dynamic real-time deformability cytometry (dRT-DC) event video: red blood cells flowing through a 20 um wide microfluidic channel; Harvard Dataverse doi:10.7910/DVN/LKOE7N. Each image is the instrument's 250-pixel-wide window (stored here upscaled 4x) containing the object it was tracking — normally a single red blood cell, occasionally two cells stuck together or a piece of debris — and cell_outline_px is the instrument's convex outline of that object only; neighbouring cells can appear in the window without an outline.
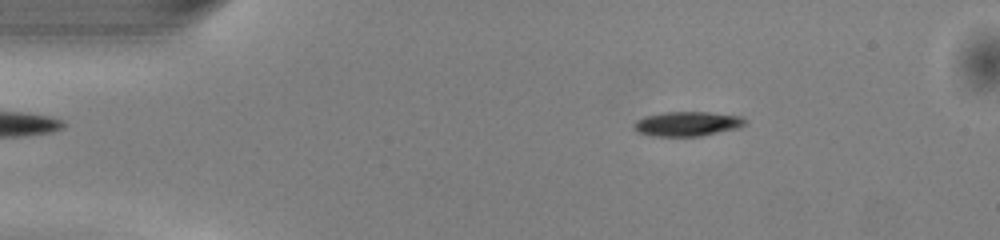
{"species": "common noctule bat (a hibernating species)", "species_latin": "Nyctalus noctula", "temperature_condition": "warm", "stored_images_in_passage": 44, "camera_frame_rate_fps": 3000, "um_per_image_px": 0.085, "animal": {"sex": "male", "body_mass_g": 13.0, "forearm_length_mm": 53.1}, "frame": {"image": 1, "passage_image": 2, "time_ms": 0.333, "image_size_px": [1000, 240], "cell_outline_px": [[748, 124], [740, 128], [700, 136], [652, 136], [636, 132], [632, 128], [632, 124], [636, 120], [644, 116], [664, 112], [708, 112], [740, 116], [748, 120]], "centroid_in_image_um": [58.42, 10.53], "position_along_channel_um": 26.6, "area_um2": 16.24}}
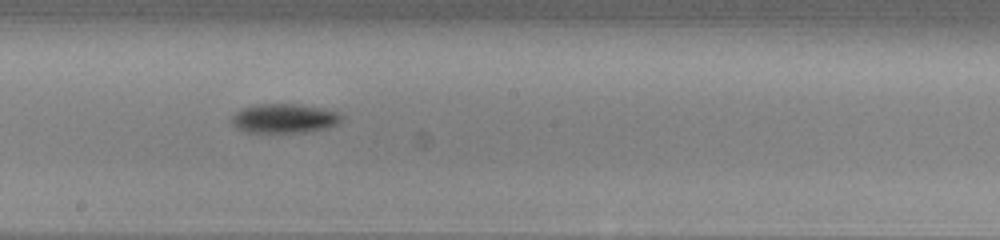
{"frame": {"image": 2, "passage_image": 21, "time_ms": 6.667, "image_size_px": [1000, 240], "cell_outline_px": [[344, 116], [340, 124], [328, 128], [308, 132], [248, 132], [236, 128], [232, 124], [232, 116], [240, 108], [256, 104], [296, 104], [324, 108], [340, 112]], "centroid_in_image_um": [24.22, 10.06], "position_along_channel_um": 224.0, "area_um2": 19.07}}
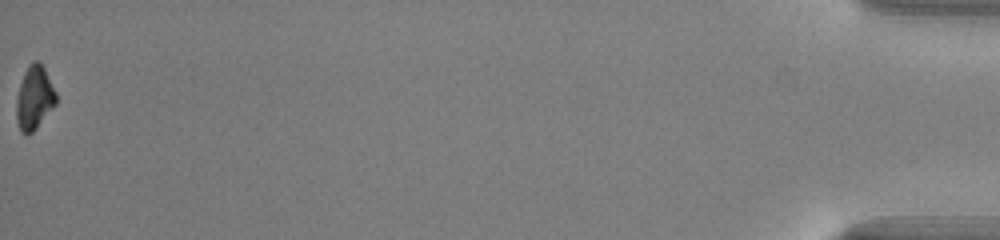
{"frame": {"image": 3, "passage_image": 44, "time_ms": 14.333, "image_size_px": [1000, 240], "cell_outline_px": [[56, 104], [36, 128], [28, 136], [24, 136], [20, 132], [16, 120], [16, 100], [20, 84], [24, 72], [28, 64], [32, 60], [36, 60], [44, 68], [56, 92]], "centroid_in_image_um": [2.9, 8.34], "position_along_channel_um": 432.3, "area_um2": 14.8}, "authors_computed_cell_mechanics": {"area_um2": 16.6753, "velocity_mm_per_s": 4.1055, "shape_relaxation_time_tau1_ms": 1.5396, "shape_relaxation_time_tau2_ms": null, "deformation_change_tau1": 0.1075, "deformation_change_tau2": null}}